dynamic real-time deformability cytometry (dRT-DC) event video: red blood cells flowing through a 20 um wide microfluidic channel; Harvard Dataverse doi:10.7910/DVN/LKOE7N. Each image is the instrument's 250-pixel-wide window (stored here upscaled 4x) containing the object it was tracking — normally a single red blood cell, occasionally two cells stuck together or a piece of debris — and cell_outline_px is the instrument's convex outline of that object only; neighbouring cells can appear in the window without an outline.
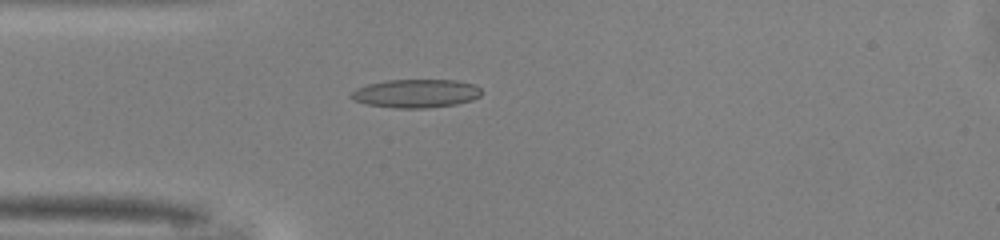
{"species": "common noctule bat (a hibernating species)", "species_latin": "Nyctalus noctula", "temperature_condition": "warm", "stored_images_in_passage": 34, "camera_frame_rate_fps": 3000, "um_per_image_px": 0.085, "animal": {"sex": "male", "body_mass_g": 13.0, "forearm_length_mm": 53.1}, "frame": {"image": 1, "passage_image": 7, "time_ms": 2.0, "image_size_px": [1000, 240], "cell_outline_px": [[484, 92], [480, 96], [472, 100], [456, 104], [428, 108], [396, 108], [368, 104], [352, 100], [348, 96], [356, 88], [368, 84], [388, 80], [456, 80], [476, 84]], "centroid_in_image_um": [35.38, 7.94], "position_along_channel_um": 49.6, "area_um2": 21.79}}
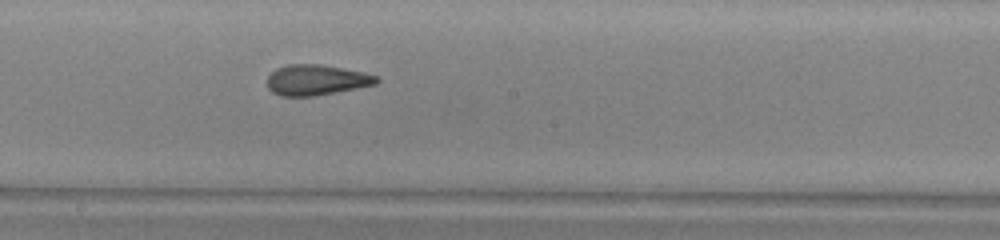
{"frame": {"image": 2, "passage_image": 20, "time_ms": 6.333, "image_size_px": [1000, 240], "cell_outline_px": [[380, 80], [376, 84], [356, 88], [312, 96], [280, 96], [272, 92], [268, 88], [268, 76], [276, 68], [288, 64], [320, 64], [364, 72], [376, 76]], "centroid_in_image_um": [26.87, 6.79], "position_along_channel_um": 221.3, "area_um2": 19.31}}
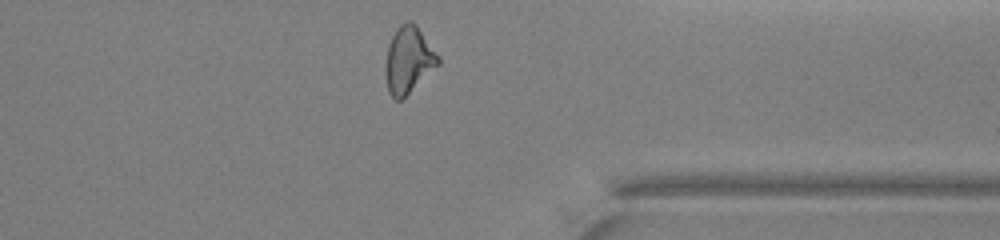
{"frame": {"image": 3, "passage_image": 32, "time_ms": 10.333, "image_size_px": [1000, 240], "cell_outline_px": [[440, 64], [400, 100], [396, 100], [388, 92], [384, 72], [384, 64], [388, 44], [396, 28], [400, 24], [408, 20], [412, 20], [416, 24], [440, 56]], "centroid_in_image_um": [34.71, 5.06], "position_along_channel_um": 376.7, "area_um2": 20.69}, "authors_computed_cell_mechanics": {"area_um2": 19.8832, "velocity_mm_per_s": 4.1344, "shape_relaxation_time_tau1_ms": null, "shape_relaxation_time_tau2_ms": 1.8143, "deformation_change_tau1": null, "deformation_change_tau2": 0.1145}}